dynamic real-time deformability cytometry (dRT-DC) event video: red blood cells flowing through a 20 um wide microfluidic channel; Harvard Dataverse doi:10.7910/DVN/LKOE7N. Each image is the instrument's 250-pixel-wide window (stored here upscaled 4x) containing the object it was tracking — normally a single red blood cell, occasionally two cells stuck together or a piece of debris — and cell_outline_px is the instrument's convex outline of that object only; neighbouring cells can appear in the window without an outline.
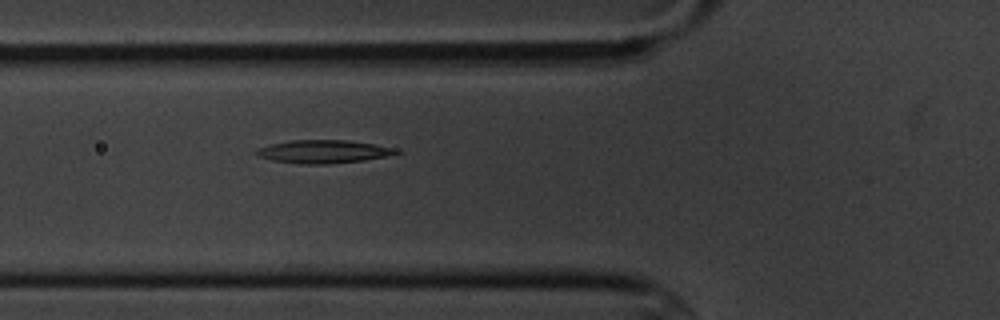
{"species": "common noctule bat (a hibernating species)", "species_latin": "Nyctalus noctula", "temperature_condition": "cold", "stored_images_in_passage": 2, "camera_frame_rate_fps": 3000, "um_per_image_px": 0.085, "animal": {"sex": "male", "body_mass_g": 20.1, "forearm_length_mm": 53.5}, "frame": {"image": 1, "passage_image": 2, "time_ms": 1.0, "image_size_px": [1000, 320], "cell_outline_px": [[404, 152], [388, 156], [364, 160], [328, 164], [300, 164], [272, 160], [256, 156], [256, 148], [272, 144], [292, 140], [348, 140], [396, 148]], "centroid_in_image_um": [27.51, 12.89], "position_along_channel_um": 98.3, "area_um2": 18.9}}